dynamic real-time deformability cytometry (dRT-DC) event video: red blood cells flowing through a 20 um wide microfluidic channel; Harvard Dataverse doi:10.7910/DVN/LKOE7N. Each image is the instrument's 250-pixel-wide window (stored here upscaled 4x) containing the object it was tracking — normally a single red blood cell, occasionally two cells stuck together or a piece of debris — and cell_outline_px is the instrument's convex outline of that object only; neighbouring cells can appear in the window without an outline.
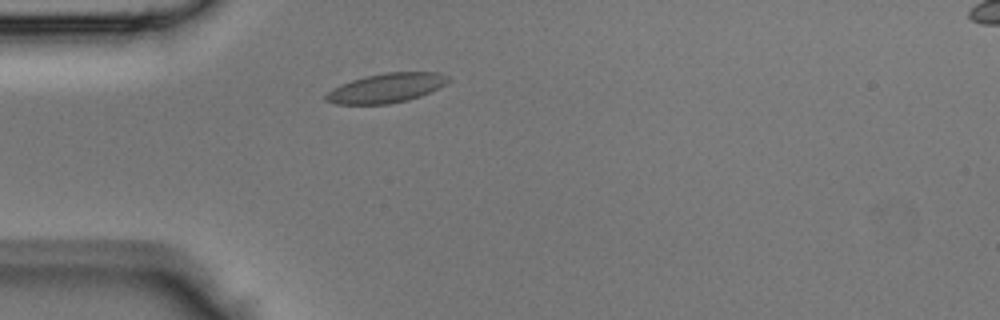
{"species": "Egyptian fruit bat (a non-hibernating species)", "species_latin": "Rousettus aegyptiacus", "temperature_condition": "room temperature", "stored_images_in_passage": 28, "camera_frame_rate_fps": 3000, "um_per_image_px": 0.085, "animal": {"sex": "male"}, "frame": {"image": 1, "passage_image": 1, "time_ms": 0.0, "image_size_px": [1000, 320], "cell_outline_px": [[448, 80], [444, 84], [420, 96], [408, 100], [388, 104], [336, 104], [324, 100], [324, 96], [332, 88], [352, 80], [364, 76], [388, 72], [436, 72], [448, 76]], "centroid_in_image_um": [32.78, 7.48], "position_along_channel_um": 52.2, "area_um2": 20.69}}
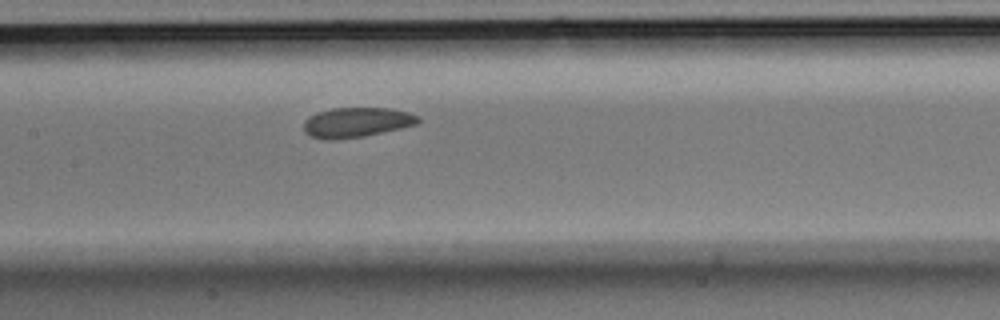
{"frame": {"image": 2, "passage_image": 10, "time_ms": 3.0, "image_size_px": [1000, 320], "cell_outline_px": [[420, 120], [416, 124], [400, 128], [364, 136], [336, 140], [328, 140], [312, 136], [304, 132], [304, 120], [320, 112], [332, 108], [392, 108], [408, 112], [420, 116]], "centroid_in_image_um": [30.33, 10.4], "position_along_channel_um": 177.1, "area_um2": 19.77}}
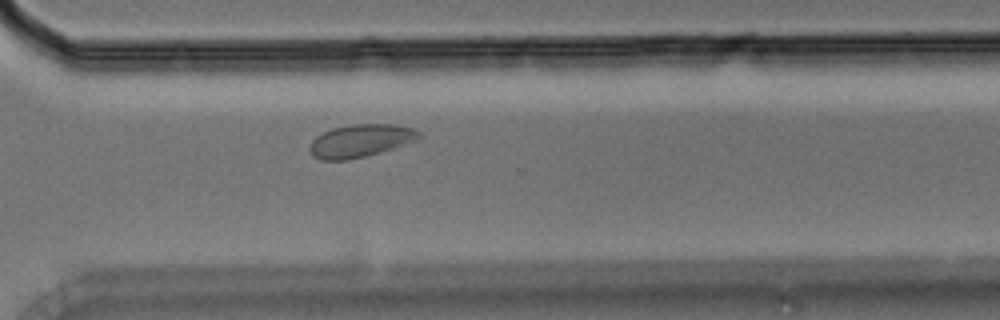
{"frame": {"image": 3, "passage_image": 21, "time_ms": 6.667, "image_size_px": [1000, 320], "cell_outline_px": [[424, 136], [420, 140], [380, 152], [348, 160], [320, 160], [312, 156], [308, 148], [312, 140], [316, 136], [332, 128], [352, 124], [396, 124], [412, 128], [420, 132]], "centroid_in_image_um": [30.67, 11.96], "position_along_channel_um": 339.9, "area_um2": 21.15}}